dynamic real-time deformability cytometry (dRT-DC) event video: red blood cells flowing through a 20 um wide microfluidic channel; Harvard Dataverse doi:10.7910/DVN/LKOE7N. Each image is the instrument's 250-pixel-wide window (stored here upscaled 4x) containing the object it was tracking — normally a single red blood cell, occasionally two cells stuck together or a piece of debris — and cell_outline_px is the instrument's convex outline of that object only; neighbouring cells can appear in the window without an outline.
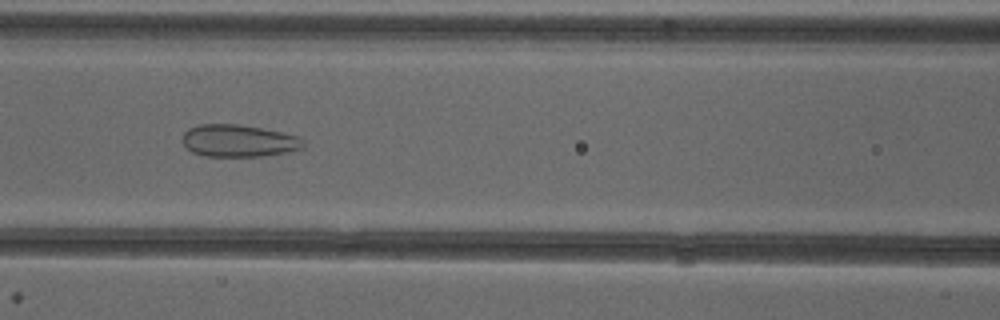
{"species": "common noctule bat (a hibernating species)", "species_latin": "Nyctalus noctula", "temperature_condition": "cold", "stored_images_in_passage": 51, "camera_frame_rate_fps": 3000, "um_per_image_px": 0.085, "animal": {"sex": "female"}, "frame": {"image": 1, "passage_image": 22, "time_ms": 7.0, "image_size_px": [1000, 320], "cell_outline_px": [[304, 148], [264, 156], [204, 156], [192, 152], [180, 140], [184, 132], [188, 128], [200, 124], [236, 124], [260, 128], [280, 132], [296, 136], [304, 140]], "centroid_in_image_um": [20.24, 11.97], "position_along_channel_um": 146.4, "area_um2": 22.6}}
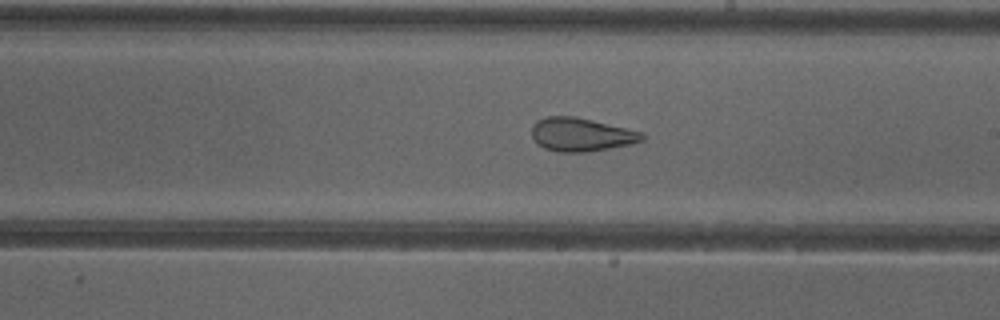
{"frame": {"image": 2, "passage_image": 29, "time_ms": 9.333, "image_size_px": [1000, 320], "cell_outline_px": [[644, 140], [628, 144], [588, 152], [560, 152], [544, 148], [532, 136], [532, 124], [536, 120], [544, 116], [576, 116], [640, 132], [644, 136]], "centroid_in_image_um": [49.34, 11.43], "position_along_channel_um": 239.7, "area_um2": 21.21}}
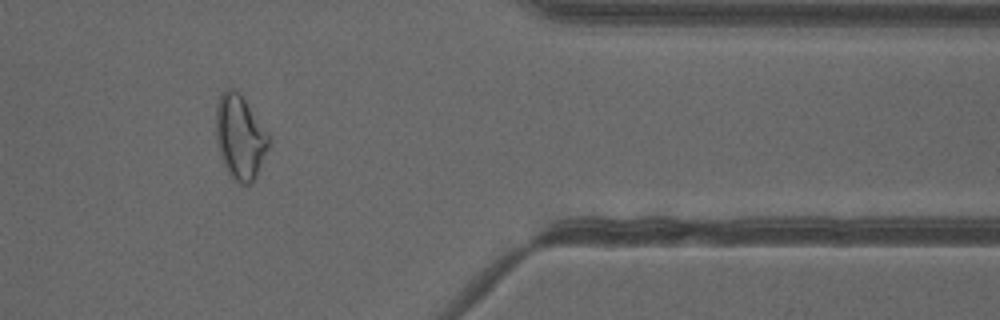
{"frame": {"image": 3, "passage_image": 42, "time_ms": 13.667, "image_size_px": [1000, 320], "cell_outline_px": [[268, 148], [256, 176], [252, 184], [236, 184], [228, 172], [224, 164], [216, 140], [216, 104], [220, 92], [224, 88], [236, 88], [244, 96], [268, 132]], "centroid_in_image_um": [20.39, 11.59], "position_along_channel_um": 391.0, "area_um2": 26.3}, "authors_computed_cell_mechanics": {"area_um2": 26.877, "velocity_mm_per_s": 4.0059, "shape_relaxation_time_tau1_ms": null, "shape_relaxation_time_tau2_ms": 1.4104, "deformation_change_tau1": null, "deformation_change_tau2": 0.0965}}